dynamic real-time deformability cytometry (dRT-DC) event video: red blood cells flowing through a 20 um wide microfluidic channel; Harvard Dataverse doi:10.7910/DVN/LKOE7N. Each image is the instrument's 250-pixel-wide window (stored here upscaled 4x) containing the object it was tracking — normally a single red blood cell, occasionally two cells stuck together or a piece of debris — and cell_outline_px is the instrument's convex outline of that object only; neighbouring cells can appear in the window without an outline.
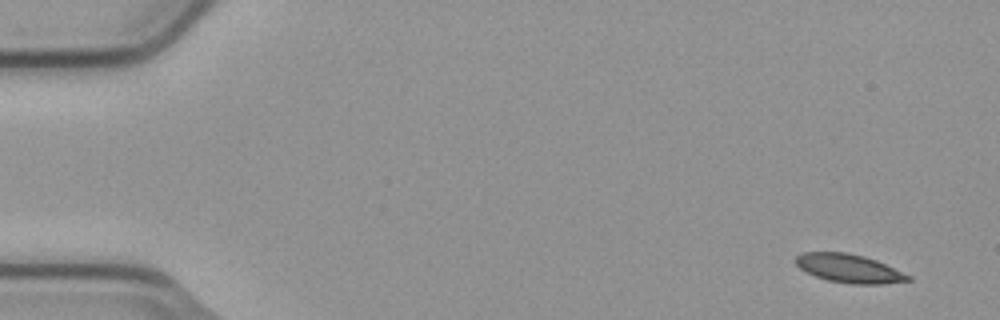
{"species": "common noctule bat (a hibernating species)", "species_latin": "Nyctalus noctula", "temperature_condition": "cold", "stored_images_in_passage": 5, "segment_of_instrument_passage": [2, 2], "camera_frame_rate_fps": 3000, "um_per_image_px": 0.085, "animal": {"sex": "male", "body_mass_g": 23.1, "forearm_length_mm": 52.7}, "frame": {"image": 1, "passage_image": 5, "time_ms": 1.333, "image_size_px": [1000, 320], "cell_outline_px": [[912, 280], [884, 284], [852, 284], [828, 280], [816, 276], [800, 268], [796, 264], [796, 256], [804, 252], [844, 252], [864, 256], [876, 260], [912, 276]], "centroid_in_image_um": [72.2, 22.82], "position_along_channel_um": 12.8, "area_um2": 18.55}}